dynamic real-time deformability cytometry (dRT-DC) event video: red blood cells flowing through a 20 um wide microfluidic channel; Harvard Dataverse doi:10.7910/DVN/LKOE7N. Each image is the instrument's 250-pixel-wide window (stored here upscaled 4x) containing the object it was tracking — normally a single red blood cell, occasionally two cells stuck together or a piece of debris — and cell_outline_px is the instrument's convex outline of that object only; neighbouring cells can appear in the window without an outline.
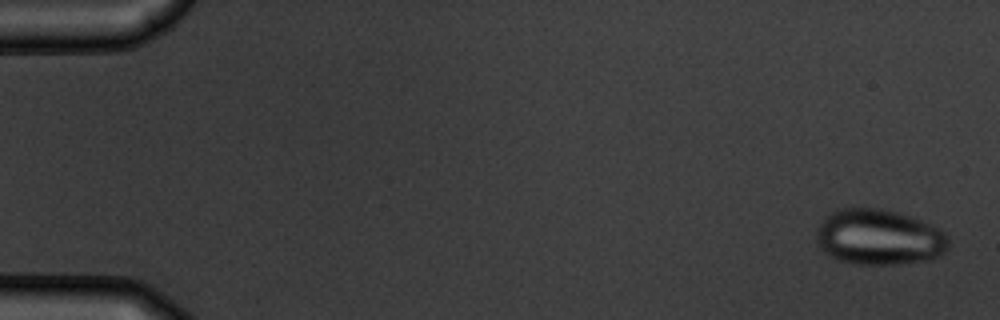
{"species": "common noctule bat (a hibernating species)", "species_latin": "Nyctalus noctula", "temperature_condition": "warm", "stored_images_in_passage": 6, "camera_frame_rate_fps": 3000, "um_per_image_px": 0.085, "animal": {"sex": "male", "body_mass_g": 19.5, "forearm_length_mm": 54.6}, "frame": {"image": 1, "passage_image": 1, "time_ms": 0.0, "image_size_px": [1000, 320], "cell_outline_px": [[948, 248], [944, 252], [936, 256], [924, 260], [896, 264], [856, 264], [840, 260], [828, 256], [820, 248], [816, 240], [816, 232], [824, 216], [840, 208], [880, 208], [896, 212], [932, 224], [940, 228], [944, 232], [948, 240]], "centroid_in_image_um": [74.68, 20.15], "position_along_channel_um": 10.3, "area_um2": 42.77}}